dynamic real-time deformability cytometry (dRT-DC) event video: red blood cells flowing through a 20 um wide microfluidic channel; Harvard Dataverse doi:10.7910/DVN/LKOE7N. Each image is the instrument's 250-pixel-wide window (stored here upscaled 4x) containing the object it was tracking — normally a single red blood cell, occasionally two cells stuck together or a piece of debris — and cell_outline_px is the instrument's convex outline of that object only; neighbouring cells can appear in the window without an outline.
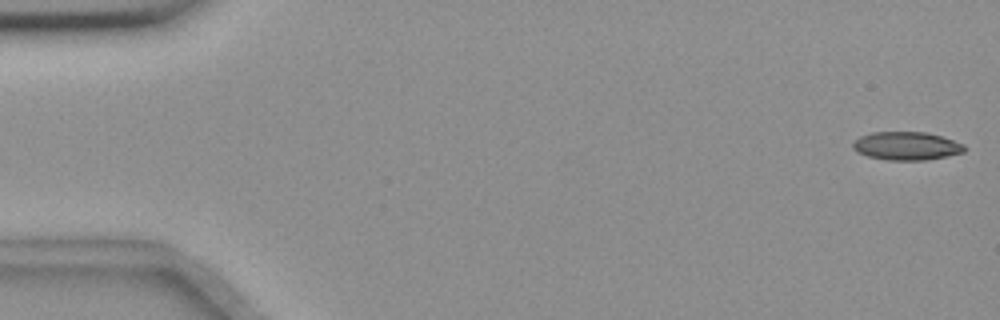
{"species": "common noctule bat (a hibernating species)", "species_latin": "Nyctalus noctula", "temperature_condition": "room temperature", "stored_images_in_passage": 55, "camera_frame_rate_fps": 3000, "um_per_image_px": 0.085, "animal": {"sex": "female", "body_mass_g": 18.4}, "frame": {"image": 1, "passage_image": 1, "time_ms": 0.0, "image_size_px": [1000, 320], "cell_outline_px": [[964, 152], [948, 156], [924, 160], [888, 160], [868, 156], [856, 152], [852, 148], [852, 144], [860, 136], [872, 132], [928, 132], [964, 144]], "centroid_in_image_um": [77.03, 12.4], "position_along_channel_um": 8.0, "area_um2": 18.32}}
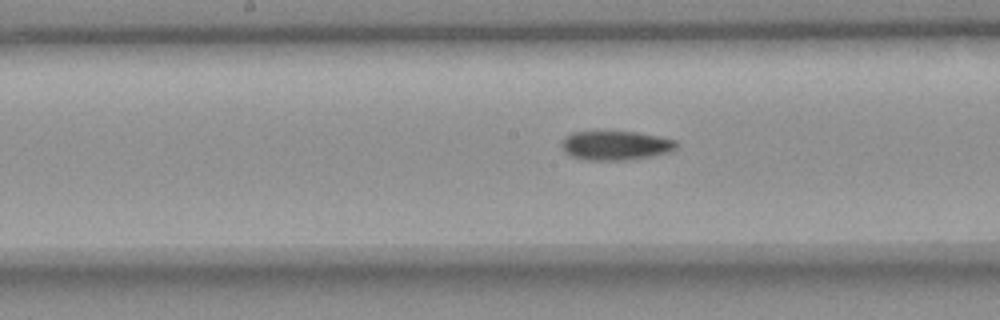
{"frame": {"image": 2, "passage_image": 28, "time_ms": 9.0, "image_size_px": [1000, 320], "cell_outline_px": [[676, 148], [672, 152], [652, 156], [628, 160], [584, 160], [572, 156], [564, 152], [560, 144], [560, 140], [564, 136], [572, 132], [636, 132], [676, 140]], "centroid_in_image_um": [52.29, 12.37], "position_along_channel_um": 195.9, "area_um2": 19.65}}
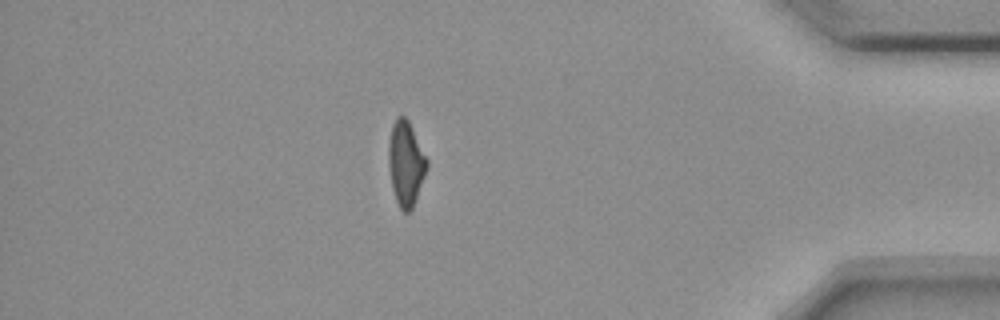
{"frame": {"image": 3, "passage_image": 48, "time_ms": 15.667, "image_size_px": [1000, 320], "cell_outline_px": [[428, 164], [424, 176], [412, 208], [408, 212], [404, 212], [400, 208], [396, 200], [392, 188], [388, 164], [388, 140], [392, 124], [396, 116], [404, 116], [408, 120], [428, 160]], "centroid_in_image_um": [34.47, 13.85], "position_along_channel_um": 400.7, "area_um2": 18.79}, "authors_computed_cell_mechanics": {"area_um2": 19.4786, "velocity_mm_per_s": 3.6736, "shape_relaxation_time_tau1_ms": 10.0223, "shape_relaxation_time_tau2_ms": null, "deformation_change_tau1": 0.2168, "deformation_change_tau2": null}}